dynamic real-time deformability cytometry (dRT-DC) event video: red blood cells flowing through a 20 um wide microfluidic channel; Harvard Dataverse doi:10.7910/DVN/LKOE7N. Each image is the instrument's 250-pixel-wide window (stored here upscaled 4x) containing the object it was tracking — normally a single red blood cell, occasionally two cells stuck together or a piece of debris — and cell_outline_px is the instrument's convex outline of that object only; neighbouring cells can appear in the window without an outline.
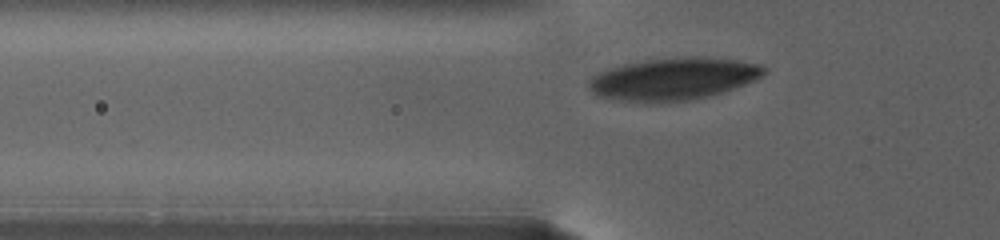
{"species": "human", "species_latin": "Homo sapiens", "temperature_condition": "warm", "stored_images_in_passage": 39, "camera_frame_rate_fps": 3000, "um_per_image_px": 0.085, "donor": {"sex": "female"}, "frame": {"image": 1, "passage_image": 7, "time_ms": 2.0, "image_size_px": [1000, 240], "cell_outline_px": [[768, 72], [756, 80], [708, 96], [692, 100], [652, 104], [644, 104], [616, 100], [596, 96], [588, 88], [588, 80], [592, 76], [604, 68], [644, 60], [688, 56], [700, 56], [740, 60], [760, 64]], "centroid_in_image_um": [57.17, 6.72], "position_along_channel_um": 68.6, "area_um2": 44.1}}
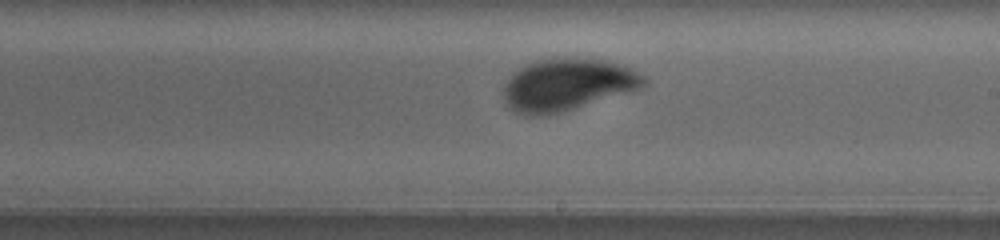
{"frame": {"image": 2, "passage_image": 25, "time_ms": 9.0, "image_size_px": [1000, 240], "cell_outline_px": [[648, 84], [640, 88], [560, 112], [544, 116], [524, 116], [516, 112], [504, 100], [504, 84], [512, 72], [536, 60], [556, 56], [604, 60], [624, 64], [648, 76]], "centroid_in_image_um": [48.24, 7.16], "position_along_channel_um": 240.8, "area_um2": 42.95}}
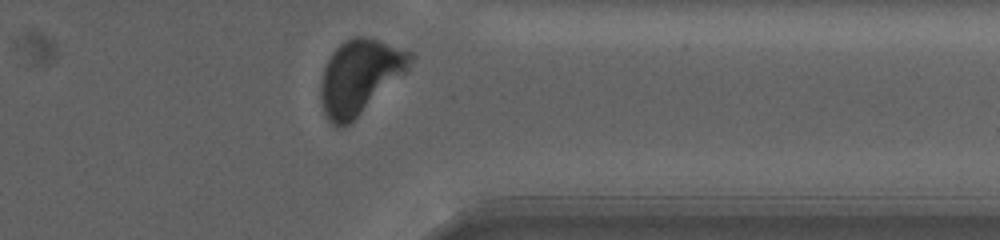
{"frame": {"image": 3, "passage_image": 39, "time_ms": 14.667, "image_size_px": [1000, 240], "cell_outline_px": [[416, 56], [408, 68], [404, 72], [348, 124], [340, 128], [336, 128], [324, 116], [320, 100], [320, 84], [324, 68], [332, 52], [344, 40], [356, 36], [364, 36], [412, 52]], "centroid_in_image_um": [30.52, 6.51], "position_along_channel_um": 380.9, "area_um2": 38.09}, "authors_computed_cell_mechanics": {"area_um2": 42.5408, "velocity_mm_per_s": 2.5152, "shape_relaxation_time_tau1_ms": 2.5562, "shape_relaxation_time_tau2_ms": null, "deformation_change_tau1": 0.1242, "deformation_change_tau2": null}}